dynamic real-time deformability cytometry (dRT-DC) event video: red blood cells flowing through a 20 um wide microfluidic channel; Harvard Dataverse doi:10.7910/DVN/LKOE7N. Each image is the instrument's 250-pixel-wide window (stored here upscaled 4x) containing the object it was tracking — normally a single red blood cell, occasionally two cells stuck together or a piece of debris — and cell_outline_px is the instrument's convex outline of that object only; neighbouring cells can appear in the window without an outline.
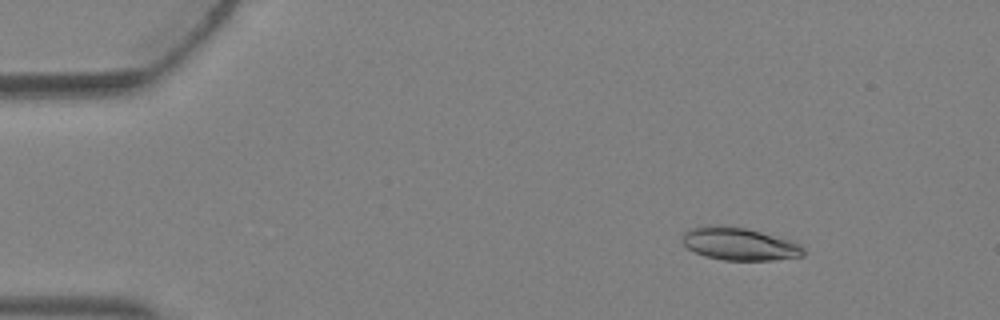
{"species": "Egyptian fruit bat (a non-hibernating species)", "species_latin": "Rousettus aegyptiacus", "temperature_condition": "warm", "stored_images_in_passage": 4, "camera_frame_rate_fps": 3000, "um_per_image_px": 0.085, "animal": {"sex": "female"}, "frame": {"image": 1, "passage_image": 2, "time_ms": 0.333, "image_size_px": [1000, 320], "cell_outline_px": [[804, 256], [772, 260], [724, 260], [704, 256], [688, 248], [680, 240], [684, 232], [692, 228], [708, 224], [724, 224], [744, 228], [792, 240], [800, 244], [804, 248]], "centroid_in_image_um": [62.83, 20.72], "position_along_channel_um": 22.2, "area_um2": 23.29}}